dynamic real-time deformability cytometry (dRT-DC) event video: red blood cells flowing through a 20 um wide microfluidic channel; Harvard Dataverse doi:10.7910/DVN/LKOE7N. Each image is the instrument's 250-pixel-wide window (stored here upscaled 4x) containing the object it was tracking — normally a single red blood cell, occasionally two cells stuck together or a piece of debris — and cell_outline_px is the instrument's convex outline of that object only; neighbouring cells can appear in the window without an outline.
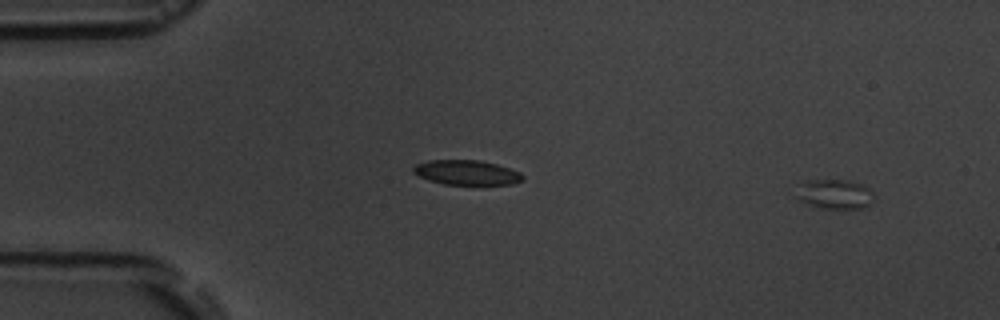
{"species": "common noctule bat (a hibernating species)", "species_latin": "Nyctalus noctula", "temperature_condition": "room temperature", "stored_images_in_passage": 9, "camera_frame_rate_fps": 3000, "um_per_image_px": 0.085, "animal": {"sex": "male", "body_mass_g": 19.5, "forearm_length_mm": 54.6}, "frame": {"image": 1, "passage_image": 1, "time_ms": 0.0, "image_size_px": [1000, 320], "cell_outline_px": [[872, 196], [868, 208], [812, 208], [796, 200], [796, 196], [800, 184], [804, 180], [848, 180], [864, 184], [872, 192]], "centroid_in_image_um": [70.89, 16.51], "position_along_channel_um": 14.1, "area_um2": 13.7}}